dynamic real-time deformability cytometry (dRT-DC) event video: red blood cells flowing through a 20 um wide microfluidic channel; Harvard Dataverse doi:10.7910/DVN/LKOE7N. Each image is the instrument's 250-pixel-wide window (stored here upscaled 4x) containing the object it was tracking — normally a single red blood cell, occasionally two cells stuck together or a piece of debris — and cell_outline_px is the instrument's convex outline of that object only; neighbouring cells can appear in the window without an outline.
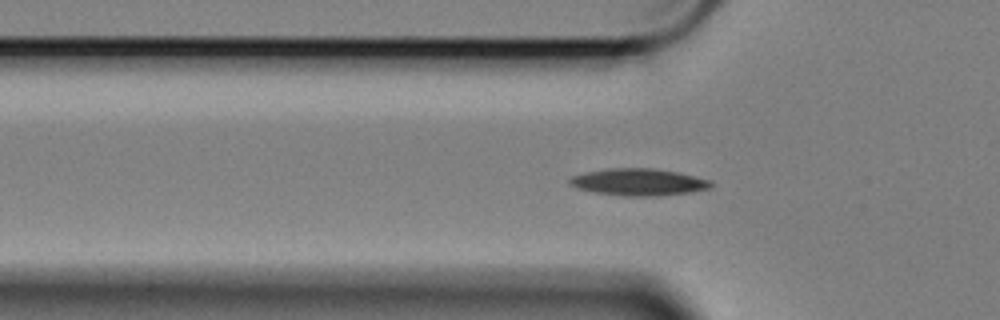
{"species": "Egyptian fruit bat (a non-hibernating species)", "species_latin": "Rousettus aegyptiacus", "temperature_condition": "cold", "stored_images_in_passage": 59, "camera_frame_rate_fps": 3000, "um_per_image_px": 0.085, "animal": {"sex": "female"}, "frame": {"image": 1, "passage_image": 18, "time_ms": 5.667, "image_size_px": [1000, 320], "cell_outline_px": [[716, 184], [712, 188], [692, 192], [660, 196], [624, 196], [592, 192], [576, 188], [568, 184], [568, 180], [572, 176], [588, 172], [608, 168], [652, 168], [676, 172], [712, 180]], "centroid_in_image_um": [54.32, 15.49], "position_along_channel_um": 71.5, "area_um2": 22.48}}
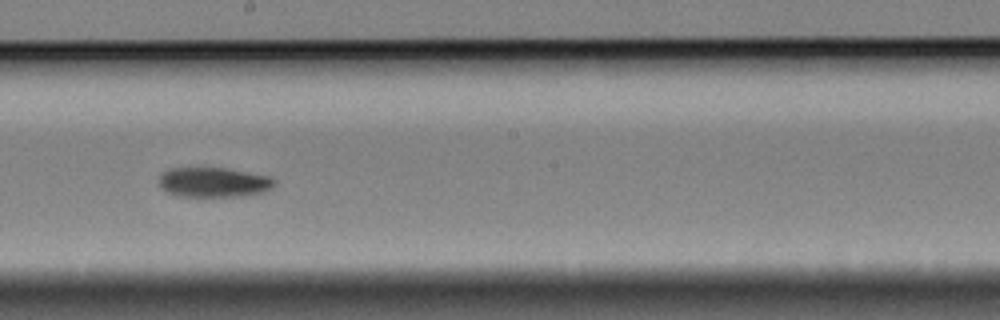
{"frame": {"image": 2, "passage_image": 32, "time_ms": 10.333, "image_size_px": [1000, 320], "cell_outline_px": [[276, 184], [272, 188], [264, 192], [244, 196], [180, 196], [168, 192], [160, 188], [160, 176], [168, 168], [224, 168], [272, 176], [276, 180]], "centroid_in_image_um": [18.22, 15.49], "position_along_channel_um": 230.0, "area_um2": 20.11}}
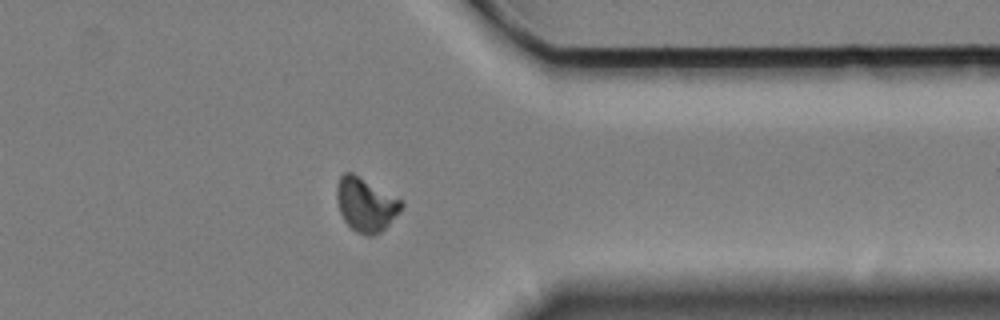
{"frame": {"image": 3, "passage_image": 46, "time_ms": 15.0, "image_size_px": [1000, 320], "cell_outline_px": [[404, 204], [400, 212], [380, 232], [372, 236], [368, 236], [356, 232], [344, 220], [340, 212], [336, 196], [336, 184], [340, 176], [344, 172], [352, 172], [404, 200]], "centroid_in_image_um": [31.1, 17.36], "position_along_channel_um": 380.3, "area_um2": 20.4}, "authors_computed_cell_mechanics": {"area_um2": 20.23, "velocity_mm_per_s": 3.3814, "shape_relaxation_time_tau1_ms": 2.3303, "shape_relaxation_time_tau2_ms": null, "deformation_change_tau1": 0.1163, "deformation_change_tau2": null}}